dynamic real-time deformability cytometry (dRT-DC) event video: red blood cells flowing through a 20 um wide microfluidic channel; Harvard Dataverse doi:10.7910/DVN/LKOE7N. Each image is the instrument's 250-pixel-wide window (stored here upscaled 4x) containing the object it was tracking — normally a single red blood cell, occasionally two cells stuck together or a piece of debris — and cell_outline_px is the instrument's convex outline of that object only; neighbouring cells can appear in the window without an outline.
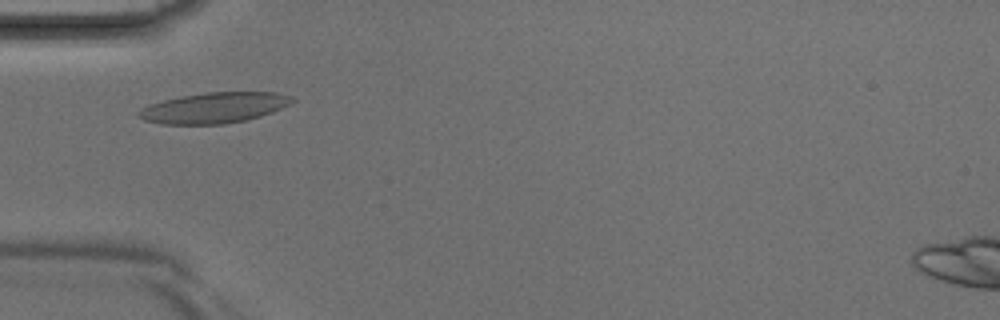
{"species": "Egyptian fruit bat (a non-hibernating species)", "species_latin": "Rousettus aegyptiacus", "temperature_condition": "room temperature", "stored_images_in_passage": 3, "camera_frame_rate_fps": 3000, "um_per_image_px": 0.085, "animal": {"sex": "male"}, "frame": {"image": 1, "passage_image": 2, "time_ms": 0.333, "image_size_px": [1000, 320], "cell_outline_px": [[296, 100], [272, 112], [260, 116], [244, 120], [224, 124], [160, 124], [144, 120], [136, 112], [140, 108], [148, 104], [180, 96], [208, 92], [276, 92], [292, 96]], "centroid_in_image_um": [18.17, 9.15], "position_along_channel_um": 66.8, "area_um2": 27.34}}